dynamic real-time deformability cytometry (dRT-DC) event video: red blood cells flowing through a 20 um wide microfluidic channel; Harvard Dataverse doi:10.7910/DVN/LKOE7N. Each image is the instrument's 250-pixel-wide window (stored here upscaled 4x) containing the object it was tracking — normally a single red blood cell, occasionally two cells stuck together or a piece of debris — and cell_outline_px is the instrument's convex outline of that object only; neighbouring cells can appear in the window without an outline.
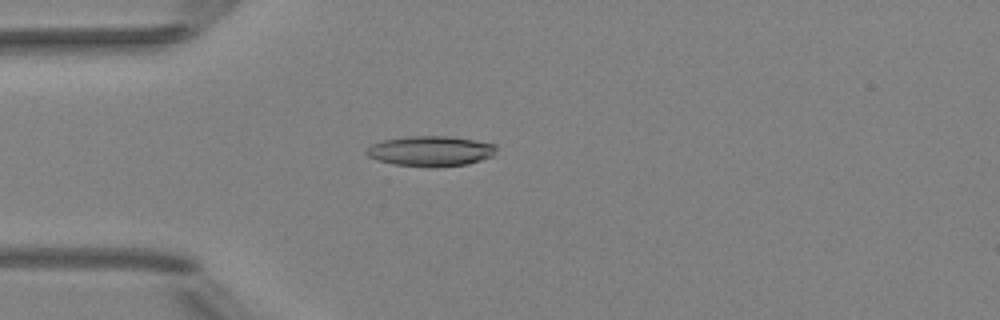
{"species": "Egyptian fruit bat (a non-hibernating species)", "species_latin": "Rousettus aegyptiacus", "temperature_condition": "room temperature", "stored_images_in_passage": 50, "camera_frame_rate_fps": 3000, "um_per_image_px": 0.085, "animal": {"sex": "female"}, "frame": {"image": 1, "passage_image": 13, "time_ms": 4.0, "image_size_px": [1000, 320], "cell_outline_px": [[496, 152], [492, 156], [468, 164], [436, 168], [428, 168], [396, 164], [376, 160], [368, 156], [364, 152], [372, 144], [384, 140], [412, 136], [448, 136], [496, 144]], "centroid_in_image_um": [36.61, 12.86], "position_along_channel_um": 48.4, "area_um2": 22.95}}
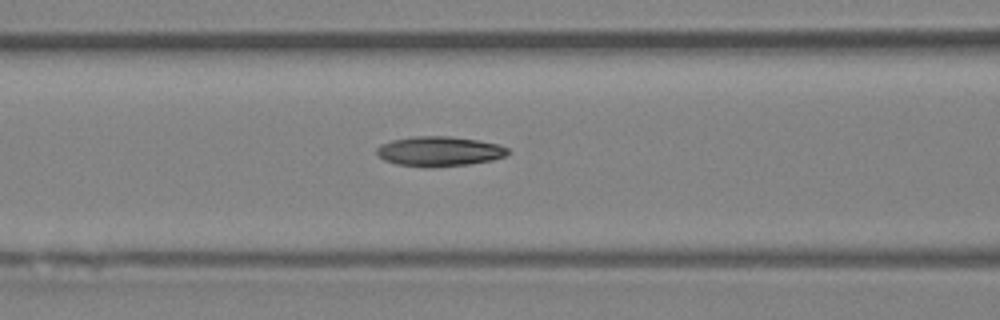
{"frame": {"image": 2, "passage_image": 20, "time_ms": 6.333, "image_size_px": [1000, 320], "cell_outline_px": [[508, 152], [504, 156], [492, 160], [468, 164], [396, 164], [384, 160], [376, 156], [376, 148], [380, 144], [392, 140], [416, 136], [448, 136], [476, 140], [496, 144], [508, 148]], "centroid_in_image_um": [37.29, 12.81], "position_along_channel_um": 129.3, "area_um2": 21.73}}
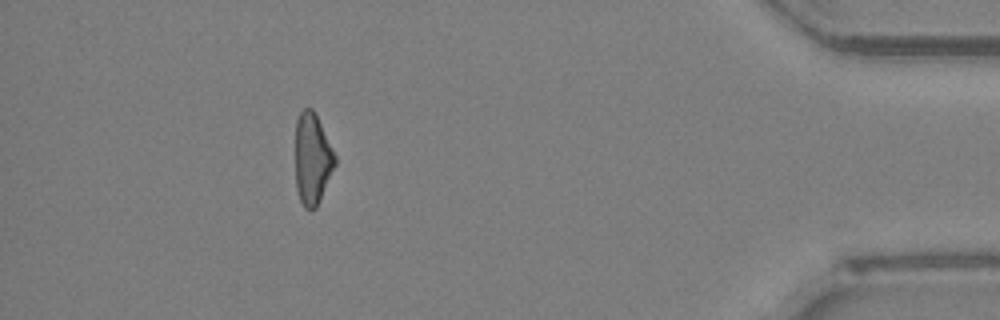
{"frame": {"image": 3, "passage_image": 45, "time_ms": 14.667, "image_size_px": [1000, 320], "cell_outline_px": [[336, 164], [320, 200], [316, 208], [312, 212], [304, 208], [300, 200], [296, 188], [296, 120], [300, 112], [304, 108], [312, 108], [336, 156]], "centroid_in_image_um": [26.54, 13.55], "position_along_channel_um": 408.7, "area_um2": 20.98}, "authors_computed_cell_mechanics": {"area_um2": 22.3108, "velocity_mm_per_s": 4.0364, "shape_relaxation_time_tau1_ms": 9.8345, "shape_relaxation_time_tau2_ms": 6.618, "deformation_change_tau1": 0.2209, "deformation_change_tau2": 0.1639}}